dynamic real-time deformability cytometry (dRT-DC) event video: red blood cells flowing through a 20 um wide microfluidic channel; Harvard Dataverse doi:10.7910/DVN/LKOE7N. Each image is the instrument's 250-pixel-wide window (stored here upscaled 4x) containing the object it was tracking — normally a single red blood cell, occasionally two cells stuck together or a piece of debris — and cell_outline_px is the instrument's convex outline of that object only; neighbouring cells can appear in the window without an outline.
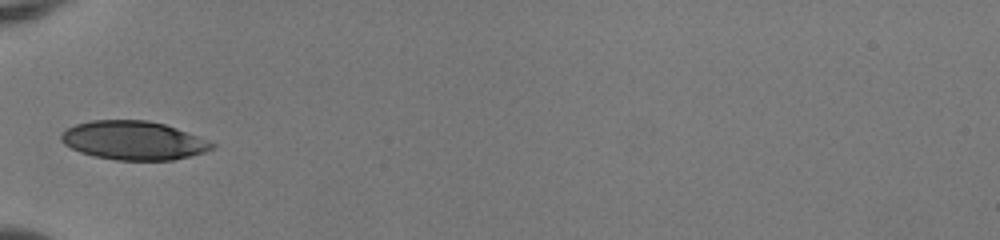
{"species": "human", "species_latin": "Homo sapiens", "temperature_condition": "room temperature", "stored_images_in_passage": 33, "camera_frame_rate_fps": 3000, "um_per_image_px": 0.085, "donor": {"sex": "female"}, "frame": {"image": 1, "passage_image": 1, "time_ms": 0.0, "image_size_px": [1000, 240], "cell_outline_px": [[216, 144], [212, 148], [204, 152], [172, 160], [116, 160], [92, 156], [80, 152], [64, 144], [60, 140], [60, 136], [68, 128], [76, 124], [92, 120], [148, 120], [164, 124], [176, 128]], "centroid_in_image_um": [11.31, 11.94], "position_along_channel_um": 73.7, "area_um2": 33.76}}
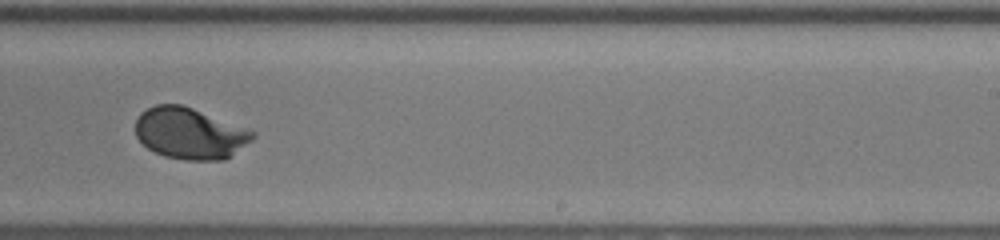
{"frame": {"image": 2, "passage_image": 16, "time_ms": 5.0, "image_size_px": [1000, 240], "cell_outline_px": [[256, 136], [252, 140], [224, 160], [184, 160], [164, 156], [148, 148], [136, 136], [136, 120], [140, 112], [156, 104], [180, 104], [192, 108], [256, 132]], "centroid_in_image_um": [16.12, 11.34], "position_along_channel_um": 272.9, "area_um2": 34.74}}
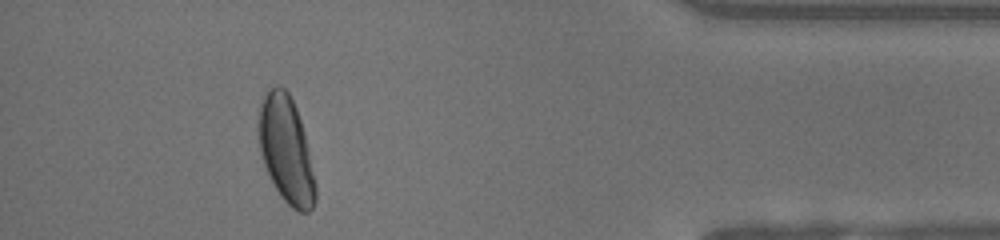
{"frame": {"image": 3, "passage_image": 29, "time_ms": 9.333, "image_size_px": [1000, 240], "cell_outline_px": [[316, 200], [312, 208], [308, 212], [300, 212], [292, 208], [280, 196], [264, 164], [260, 152], [260, 104], [264, 96], [272, 88], [284, 88], [288, 92], [296, 108], [304, 132], [316, 184]], "centroid_in_image_um": [24.35, 12.8], "position_along_channel_um": 410.8, "area_um2": 34.39}, "authors_computed_cell_mechanics": {"area_um2": 34.7956, "velocity_mm_per_s": 4.0191, "shape_relaxation_time_tau1_ms": 2.6559, "shape_relaxation_time_tau2_ms": null, "deformation_change_tau1": 0.1543, "deformation_change_tau2": null}}